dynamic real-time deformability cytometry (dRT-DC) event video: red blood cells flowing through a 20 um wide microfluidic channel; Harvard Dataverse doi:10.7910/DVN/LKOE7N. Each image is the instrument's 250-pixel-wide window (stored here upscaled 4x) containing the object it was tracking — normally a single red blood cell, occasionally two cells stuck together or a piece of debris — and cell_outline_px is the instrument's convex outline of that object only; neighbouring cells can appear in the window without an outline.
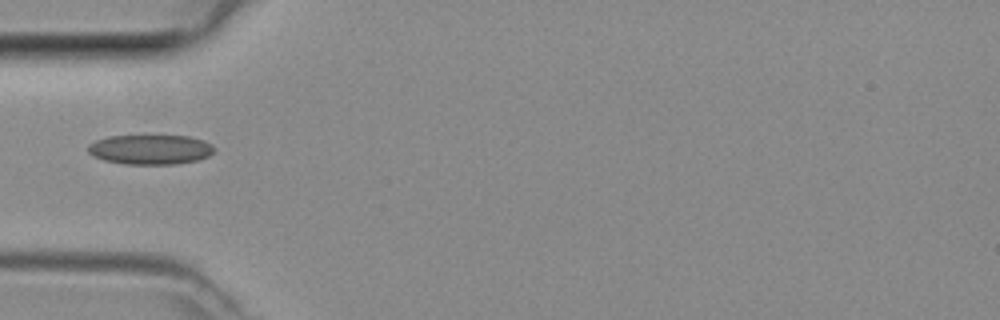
{"species": "common noctule bat (a hibernating species)", "species_latin": "Nyctalus noctula", "temperature_condition": "room temperature", "stored_images_in_passage": 32, "camera_frame_rate_fps": 3000, "um_per_image_px": 0.085, "animal": {"sex": "female", "body_mass_g": 29.2, "forearm_length_mm": 56.3}, "frame": {"image": 1, "passage_image": 1, "time_ms": 0.0, "image_size_px": [1000, 320], "cell_outline_px": [[216, 148], [208, 156], [200, 160], [176, 164], [124, 164], [104, 160], [92, 156], [88, 152], [88, 144], [96, 140], [108, 136], [188, 136], [204, 140], [212, 144]], "centroid_in_image_um": [12.79, 12.71], "position_along_channel_um": 72.2, "area_um2": 22.02}}
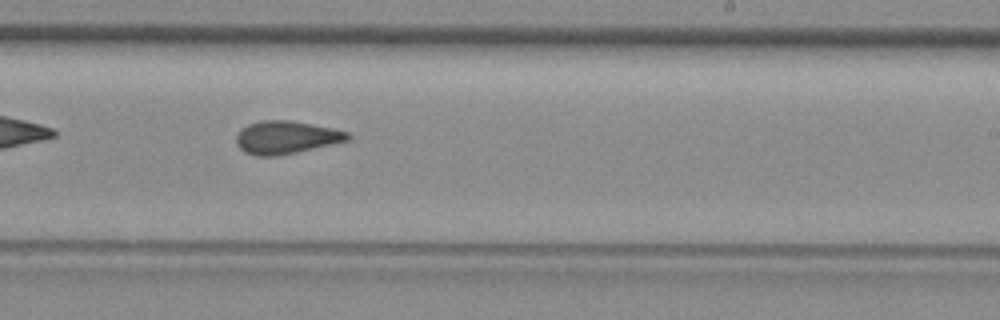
{"frame": {"image": 2, "passage_image": 14, "time_ms": 4.333, "image_size_px": [1000, 320], "cell_outline_px": [[352, 136], [348, 140], [332, 144], [296, 152], [276, 156], [256, 156], [244, 152], [236, 144], [236, 136], [240, 128], [248, 124], [260, 120], [288, 120], [332, 128], [348, 132]], "centroid_in_image_um": [24.28, 11.67], "position_along_channel_um": 264.7, "area_um2": 21.33}}
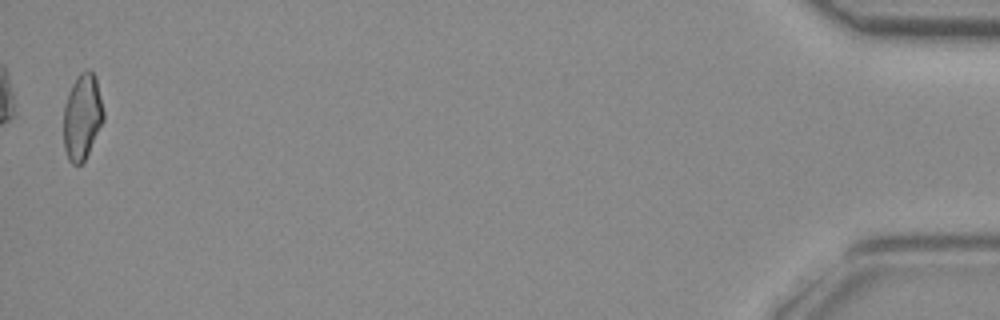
{"frame": {"image": 3, "passage_image": 32, "time_ms": 10.333, "image_size_px": [1000, 320], "cell_outline_px": [[104, 120], [84, 160], [80, 164], [72, 164], [68, 160], [64, 148], [64, 104], [68, 92], [76, 76], [80, 72], [88, 68], [96, 76], [104, 112]], "centroid_in_image_um": [6.98, 9.88], "position_along_channel_um": 428.2, "area_um2": 20.06}}